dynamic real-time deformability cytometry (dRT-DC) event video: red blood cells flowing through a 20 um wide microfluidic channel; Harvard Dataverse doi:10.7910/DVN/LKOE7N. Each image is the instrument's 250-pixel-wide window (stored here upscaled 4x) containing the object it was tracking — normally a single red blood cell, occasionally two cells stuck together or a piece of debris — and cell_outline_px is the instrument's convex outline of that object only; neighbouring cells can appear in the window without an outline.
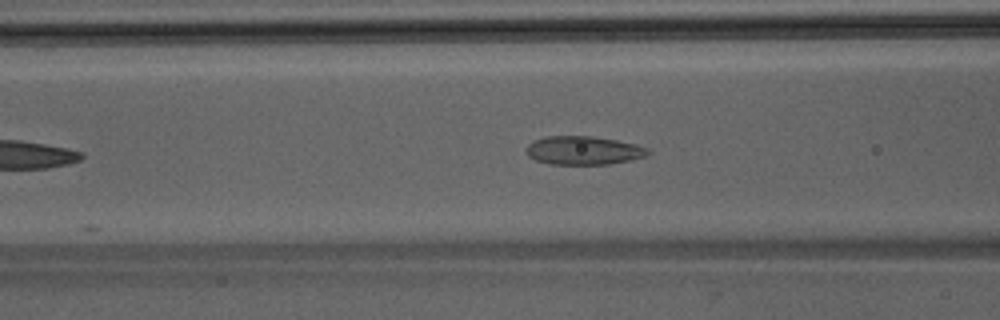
{"species": "Egyptian fruit bat (a non-hibernating species)", "species_latin": "Rousettus aegyptiacus", "temperature_condition": "room temperature", "stored_images_in_passage": 14, "camera_frame_rate_fps": 3000, "um_per_image_px": 0.085, "animal": {"sex": "male"}, "frame": {"image": 1, "passage_image": 8, "time_ms": 2.333, "image_size_px": [1000, 320], "cell_outline_px": [[652, 152], [644, 156], [628, 160], [608, 164], [548, 164], [536, 160], [528, 156], [524, 148], [532, 140], [544, 136], [592, 136], [616, 140], [636, 144], [648, 148]], "centroid_in_image_um": [49.54, 12.78], "position_along_channel_um": 117.1, "area_um2": 20.35}}
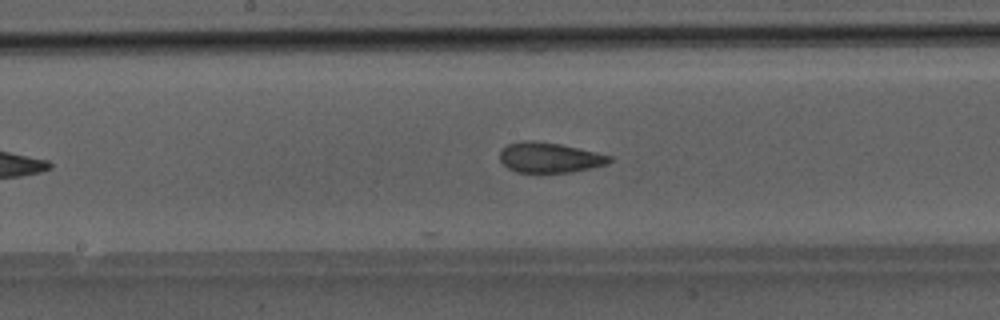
{"frame": {"image": 2, "passage_image": 14, "time_ms": 4.333, "image_size_px": [1000, 320], "cell_outline_px": [[612, 160], [608, 164], [572, 172], [540, 176], [516, 172], [508, 168], [500, 160], [500, 152], [508, 144], [524, 140], [532, 140], [560, 144], [596, 152], [612, 156]], "centroid_in_image_um": [46.7, 13.44], "position_along_channel_um": 201.5, "area_um2": 20.0}}